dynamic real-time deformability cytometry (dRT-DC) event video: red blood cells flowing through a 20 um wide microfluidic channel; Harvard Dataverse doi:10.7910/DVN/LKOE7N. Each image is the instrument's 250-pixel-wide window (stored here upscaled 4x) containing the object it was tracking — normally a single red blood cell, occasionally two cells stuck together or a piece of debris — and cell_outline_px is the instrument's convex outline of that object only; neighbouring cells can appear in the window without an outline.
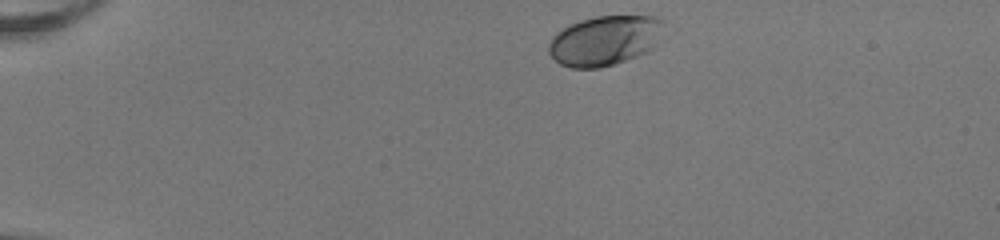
{"species": "human", "species_latin": "Homo sapiens", "temperature_condition": "room temperature", "stored_images_in_passage": 42, "camera_frame_rate_fps": 3000, "um_per_image_px": 0.085, "donor": {"sex": "female"}, "frame": {"image": 1, "passage_image": 1, "time_ms": 0.0, "image_size_px": [1000, 240], "cell_outline_px": [[664, 24], [656, 48], [648, 52], [616, 64], [600, 68], [572, 68], [560, 64], [548, 52], [548, 44], [552, 36], [556, 32], [580, 20], [596, 16], [656, 16], [664, 20]], "centroid_in_image_um": [51.44, 3.45], "position_along_channel_um": 33.6, "area_um2": 33.81}}
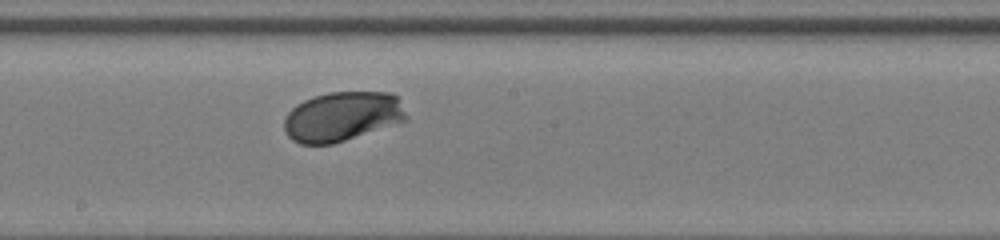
{"frame": {"image": 2, "passage_image": 21, "time_ms": 6.667, "image_size_px": [1000, 240], "cell_outline_px": [[408, 120], [332, 144], [300, 144], [292, 140], [288, 136], [284, 128], [284, 116], [296, 104], [304, 100], [328, 92], [392, 92], [396, 96], [408, 116]], "centroid_in_image_um": [29.08, 9.9], "position_along_channel_um": 219.1, "area_um2": 35.26}}
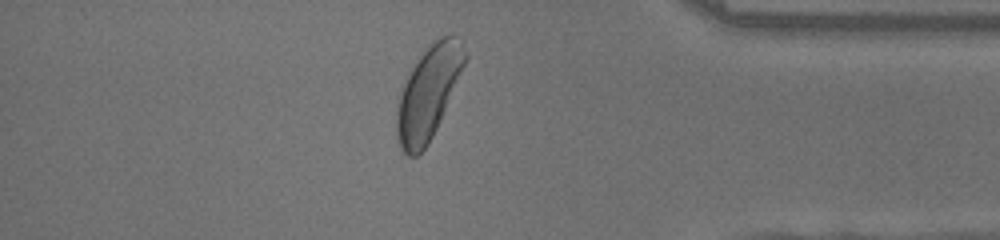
{"frame": {"image": 3, "passage_image": 36, "time_ms": 11.667, "image_size_px": [1000, 240], "cell_outline_px": [[468, 56], [440, 120], [428, 144], [416, 156], [408, 156], [400, 148], [396, 140], [396, 108], [400, 88], [404, 76], [428, 44], [432, 40], [440, 36], [452, 32]], "centroid_in_image_um": [36.34, 7.85], "position_along_channel_um": 398.9, "area_um2": 37.17}, "authors_computed_cell_mechanics": {"area_um2": 34.2754, "velocity_mm_per_s": 3.9797, "shape_relaxation_time_tau1_ms": 1.4036, "shape_relaxation_time_tau2_ms": 2.4025, "deformation_change_tau1": 0.1085, "deformation_change_tau2": 0.039}}